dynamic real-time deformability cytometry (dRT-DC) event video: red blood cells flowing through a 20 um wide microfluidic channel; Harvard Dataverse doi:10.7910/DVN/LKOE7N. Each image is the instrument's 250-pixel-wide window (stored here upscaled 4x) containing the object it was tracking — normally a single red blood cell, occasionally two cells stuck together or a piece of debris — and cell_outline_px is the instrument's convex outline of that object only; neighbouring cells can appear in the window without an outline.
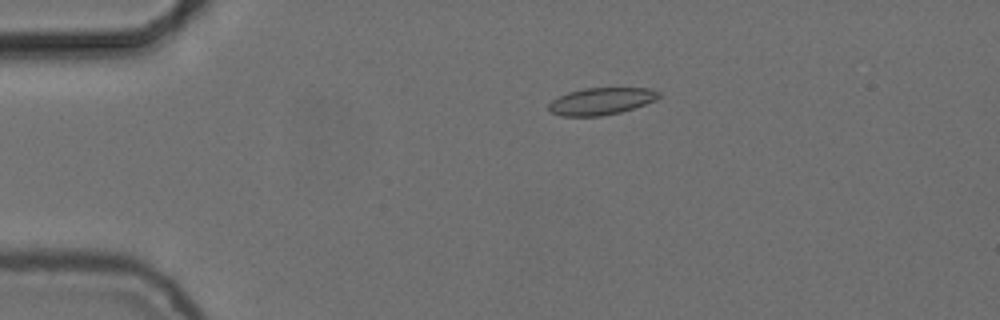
{"species": "common noctule bat (a hibernating species)", "species_latin": "Nyctalus noctula", "temperature_condition": "cold", "stored_images_in_passage": 54, "camera_frame_rate_fps": 3000, "um_per_image_px": 0.085, "animal": {"sex": "female", "body_mass_g": 24.6, "forearm_length_mm": 56.2}, "frame": {"image": 1, "passage_image": 10, "time_ms": 3.0, "image_size_px": [1000, 320], "cell_outline_px": [[660, 96], [656, 100], [620, 112], [600, 116], [560, 116], [552, 112], [548, 108], [548, 104], [552, 100], [568, 92], [584, 88], [652, 88], [660, 92]], "centroid_in_image_um": [51.1, 8.59], "position_along_channel_um": 33.9, "area_um2": 17.28}}
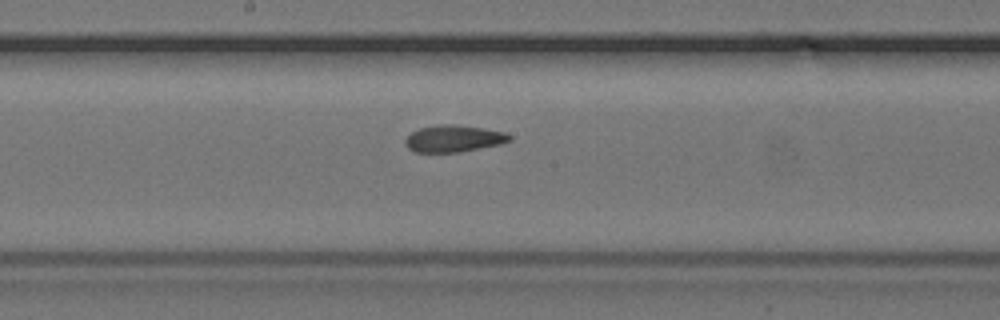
{"frame": {"image": 2, "passage_image": 28, "time_ms": 9.0, "image_size_px": [1000, 320], "cell_outline_px": [[512, 140], [500, 144], [460, 152], [416, 152], [408, 148], [404, 144], [404, 140], [412, 132], [420, 128], [440, 124], [456, 124], [504, 132], [512, 136]], "centroid_in_image_um": [38.55, 11.78], "position_along_channel_um": 209.6, "area_um2": 16.24}}
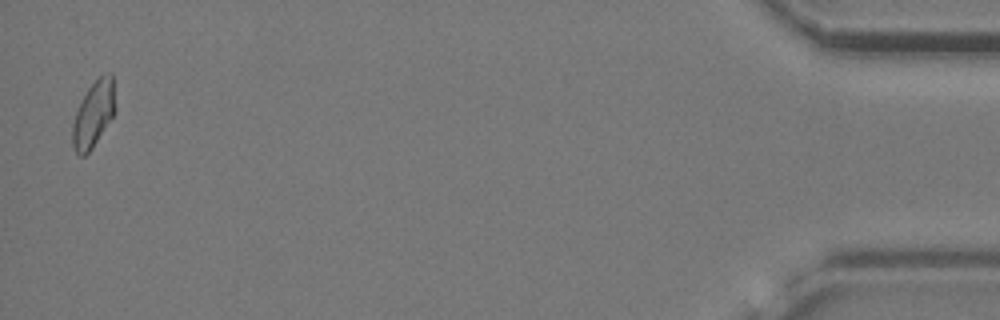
{"frame": {"image": 3, "passage_image": 53, "time_ms": 17.333, "image_size_px": [1000, 320], "cell_outline_px": [[116, 108], [112, 116], [92, 148], [84, 156], [80, 156], [76, 152], [72, 144], [72, 124], [76, 112], [88, 88], [100, 76], [108, 72], [112, 72]], "centroid_in_image_um": [7.95, 9.69], "position_along_channel_um": 427.2, "area_um2": 16.18}, "authors_computed_cell_mechanics": {"area_um2": 16.7909, "velocity_mm_per_s": 3.7041, "shape_relaxation_time_tau1_ms": null, "shape_relaxation_time_tau2_ms": 3.2012, "deformation_change_tau1": null, "deformation_change_tau2": 0.0713}}